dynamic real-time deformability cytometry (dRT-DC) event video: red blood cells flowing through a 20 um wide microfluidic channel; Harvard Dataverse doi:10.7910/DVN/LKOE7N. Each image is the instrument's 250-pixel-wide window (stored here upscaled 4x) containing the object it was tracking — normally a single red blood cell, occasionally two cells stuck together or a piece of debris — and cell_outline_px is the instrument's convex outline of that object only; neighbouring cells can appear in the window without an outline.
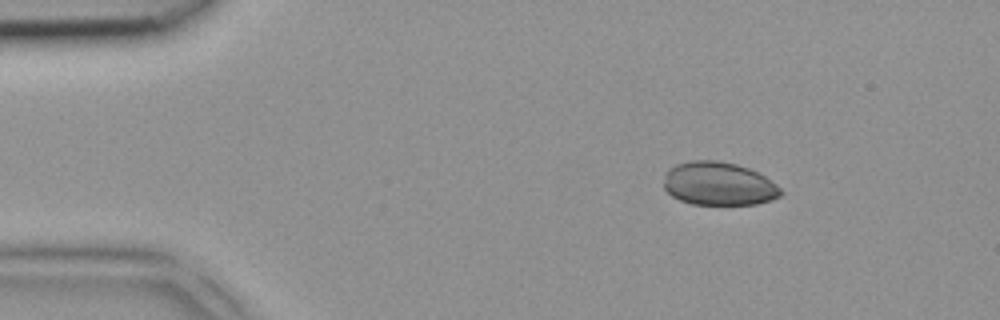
{"species": "common noctule bat (a hibernating species)", "species_latin": "Nyctalus noctula", "temperature_condition": "room temperature", "stored_images_in_passage": 5, "camera_frame_rate_fps": 3000, "um_per_image_px": 0.085, "animal": {"sex": "female", "body_mass_g": 18.4}, "frame": {"image": 1, "passage_image": 1, "time_ms": 0.0, "image_size_px": [1000, 320], "cell_outline_px": [[784, 192], [780, 196], [756, 204], [692, 204], [680, 200], [672, 196], [664, 188], [664, 172], [668, 168], [676, 164], [692, 160], [716, 160], [736, 164], [748, 168], [764, 176], [776, 184]], "centroid_in_image_um": [61.05, 15.61], "position_along_channel_um": 24.0, "area_um2": 29.54}}
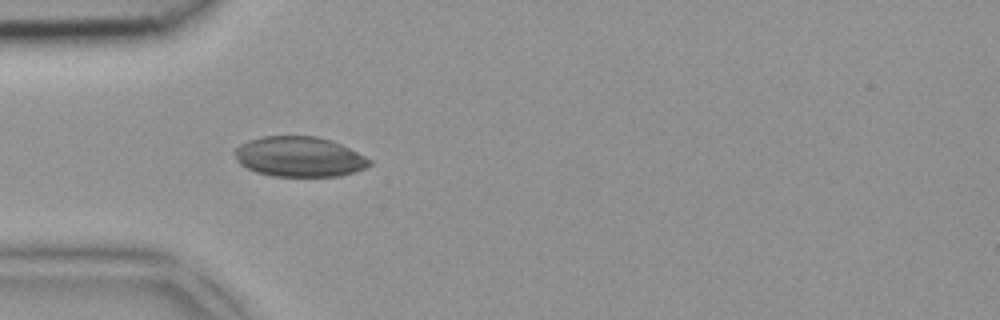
{"frame": {"image": 2, "passage_image": 3, "time_ms": 0.667, "image_size_px": [1000, 320], "cell_outline_px": [[372, 164], [364, 168], [340, 176], [272, 176], [256, 172], [240, 164], [236, 160], [236, 148], [240, 144], [248, 140], [264, 136], [316, 136], [332, 140], [372, 160]], "centroid_in_image_um": [25.43, 13.32], "position_along_channel_um": 59.6, "area_um2": 31.33}}